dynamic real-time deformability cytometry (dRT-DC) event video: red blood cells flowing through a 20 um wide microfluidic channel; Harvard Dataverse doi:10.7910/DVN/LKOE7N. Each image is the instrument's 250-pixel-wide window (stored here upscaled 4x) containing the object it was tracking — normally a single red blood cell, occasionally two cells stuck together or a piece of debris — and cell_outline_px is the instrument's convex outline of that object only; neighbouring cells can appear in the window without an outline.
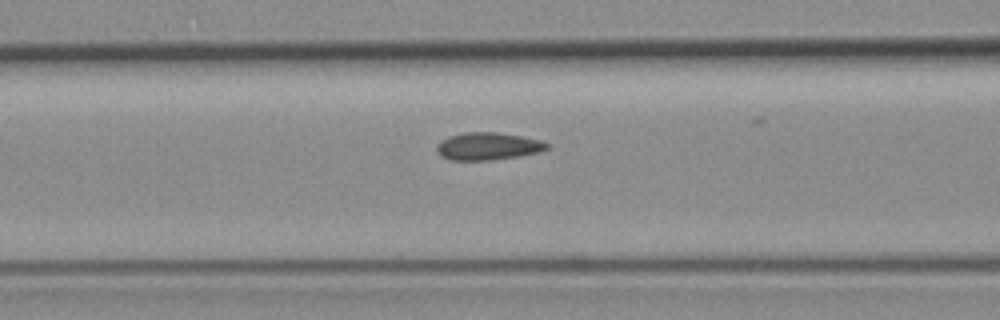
{"species": "common noctule bat (a hibernating species)", "species_latin": "Nyctalus noctula", "temperature_condition": "room temperature", "stored_images_in_passage": 8, "camera_frame_rate_fps": 3000, "um_per_image_px": 0.085, "animal": {"sex": "female", "body_mass_g": 19.3, "forearm_length_mm": 54.1}, "frame": {"image": 1, "passage_image": 6, "time_ms": 1.667, "image_size_px": [1000, 320], "cell_outline_px": [[552, 148], [540, 152], [520, 156], [492, 160], [452, 160], [440, 156], [436, 152], [436, 144], [440, 140], [448, 136], [464, 132], [496, 132], [520, 136], [540, 140], [552, 144]], "centroid_in_image_um": [41.49, 12.43], "position_along_channel_um": 125.1, "area_um2": 18.03}}
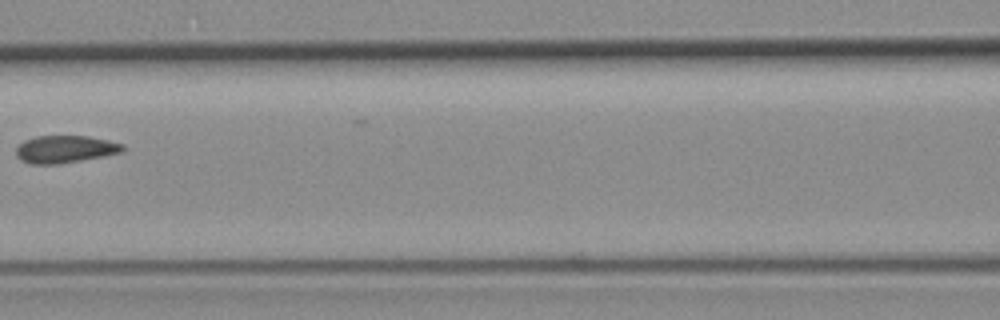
{"frame": {"image": 2, "passage_image": 7, "time_ms": 2.0, "image_size_px": [1000, 320], "cell_outline_px": [[124, 148], [120, 152], [60, 164], [28, 164], [20, 160], [16, 156], [16, 148], [24, 140], [36, 136], [88, 136], [108, 140], [124, 144]], "centroid_in_image_um": [5.47, 12.68], "position_along_channel_um": 161.1, "area_um2": 16.94}}